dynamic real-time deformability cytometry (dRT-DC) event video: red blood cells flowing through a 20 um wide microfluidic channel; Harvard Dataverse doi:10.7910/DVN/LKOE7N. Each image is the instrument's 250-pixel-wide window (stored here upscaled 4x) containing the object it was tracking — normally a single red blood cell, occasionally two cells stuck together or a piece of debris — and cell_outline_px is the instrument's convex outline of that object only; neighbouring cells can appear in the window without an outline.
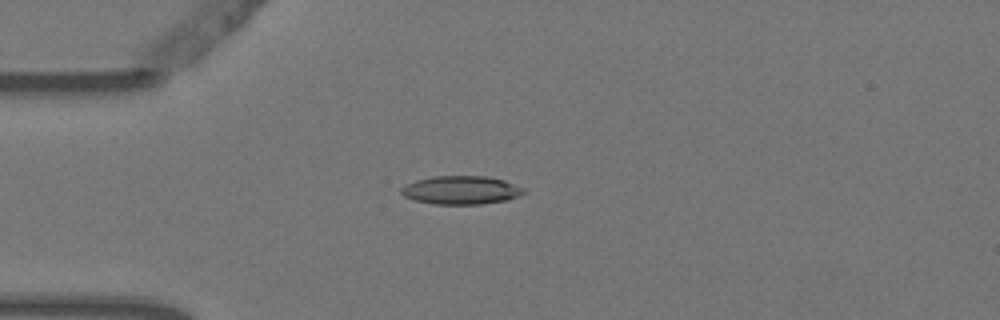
{"species": "Egyptian fruit bat (a non-hibernating species)", "species_latin": "Rousettus aegyptiacus", "temperature_condition": "warm", "stored_images_in_passage": 3, "camera_frame_rate_fps": 3000, "um_per_image_px": 0.085, "animal": {"sex": "female"}, "frame": {"image": 1, "passage_image": 3, "time_ms": 0.667, "image_size_px": [1000, 320], "cell_outline_px": [[528, 192], [520, 196], [508, 200], [480, 204], [432, 204], [416, 200], [404, 196], [400, 192], [400, 188], [404, 184], [416, 180], [432, 176], [488, 176], [504, 180], [524, 188]], "centroid_in_image_um": [39.21, 16.15], "position_along_channel_um": 45.8, "area_um2": 20.52}}